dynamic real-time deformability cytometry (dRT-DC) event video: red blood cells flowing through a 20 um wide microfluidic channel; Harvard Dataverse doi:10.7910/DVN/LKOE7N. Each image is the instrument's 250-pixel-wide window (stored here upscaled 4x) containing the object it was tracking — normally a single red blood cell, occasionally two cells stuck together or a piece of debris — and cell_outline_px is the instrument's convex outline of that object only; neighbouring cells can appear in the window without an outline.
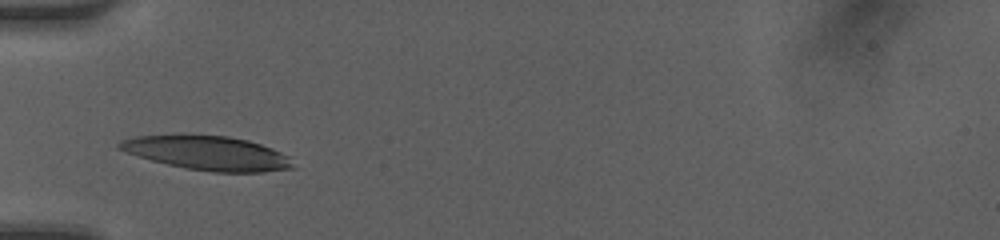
{"species": "human", "species_latin": "Homo sapiens", "temperature_condition": "room temperature", "stored_images_in_passage": 28, "camera_frame_rate_fps": 3000, "um_per_image_px": 0.085, "donor": {"sex": "female"}, "frame": {"image": 1, "passage_image": 1, "time_ms": 0.0, "image_size_px": [1000, 240], "cell_outline_px": [[296, 168], [264, 172], [212, 172], [184, 168], [152, 160], [116, 148], [116, 144], [120, 140], [136, 136], [228, 136], [248, 140], [272, 148], [288, 156]], "centroid_in_image_um": [17.68, 13.03], "position_along_channel_um": 67.3, "area_um2": 33.99}}
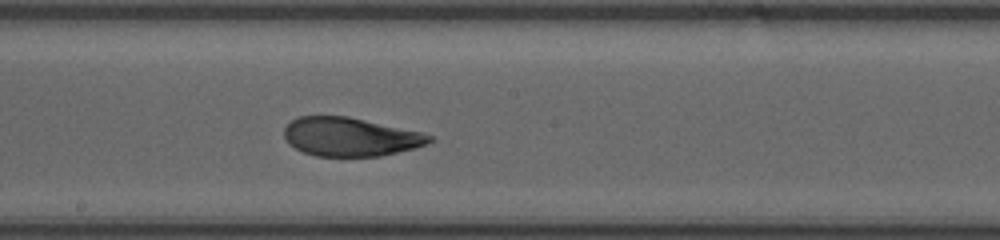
{"frame": {"image": 2, "passage_image": 12, "time_ms": 3.667, "image_size_px": [1000, 240], "cell_outline_px": [[432, 140], [424, 144], [412, 148], [380, 156], [316, 156], [304, 152], [288, 144], [284, 136], [284, 128], [292, 120], [300, 116], [348, 116], [420, 132], [432, 136]], "centroid_in_image_um": [29.71, 11.63], "position_along_channel_um": 218.5, "area_um2": 32.31}}
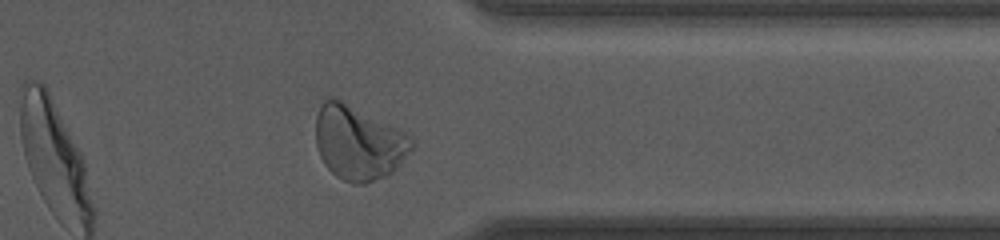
{"frame": {"image": 3, "passage_image": 24, "time_ms": 7.667, "image_size_px": [1000, 240], "cell_outline_px": [[416, 148], [388, 176], [364, 184], [352, 184], [336, 176], [324, 164], [320, 156], [316, 144], [316, 116], [320, 104], [324, 100], [340, 100], [400, 128], [412, 136], [416, 140]], "centroid_in_image_um": [30.54, 12.16], "position_along_channel_um": 380.9, "area_um2": 41.91}, "authors_computed_cell_mechanics": {"area_um2": 33.8708, "velocity_mm_per_s": 4.1807, "shape_relaxation_time_tau1_ms": 4.3148, "shape_relaxation_time_tau2_ms": 1.578, "deformation_change_tau1": 0.1821, "deformation_change_tau2": 0.0712}}